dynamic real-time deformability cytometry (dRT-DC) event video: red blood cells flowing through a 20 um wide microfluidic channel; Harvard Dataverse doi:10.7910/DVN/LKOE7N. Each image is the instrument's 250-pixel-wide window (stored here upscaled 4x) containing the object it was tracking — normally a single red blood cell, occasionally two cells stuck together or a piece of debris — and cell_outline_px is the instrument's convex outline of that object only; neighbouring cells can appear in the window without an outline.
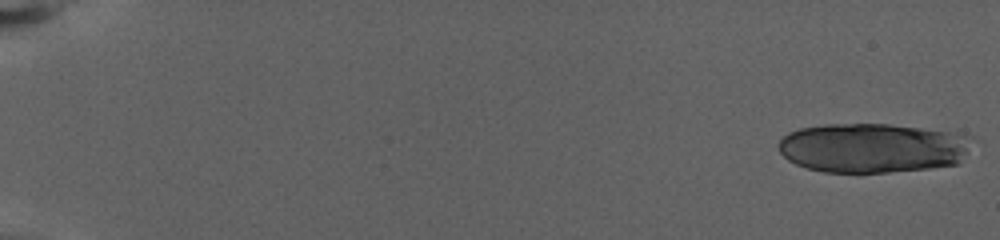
{"species": "human", "species_latin": "Homo sapiens", "temperature_condition": "warm", "stored_images_in_passage": 27, "camera_frame_rate_fps": 3000, "um_per_image_px": 0.085, "donor": {"sex": "female"}, "frame": {"image": 1, "passage_image": 1, "time_ms": 0.0, "image_size_px": [1000, 240], "cell_outline_px": [[968, 152], [960, 164], [928, 168], [888, 172], [824, 172], [808, 168], [796, 164], [788, 160], [780, 152], [776, 144], [788, 132], [800, 128], [824, 124], [888, 124], [920, 128], [948, 132], [964, 136]], "centroid_in_image_um": [74.07, 12.58], "position_along_channel_um": 10.9, "area_um2": 55.37}}
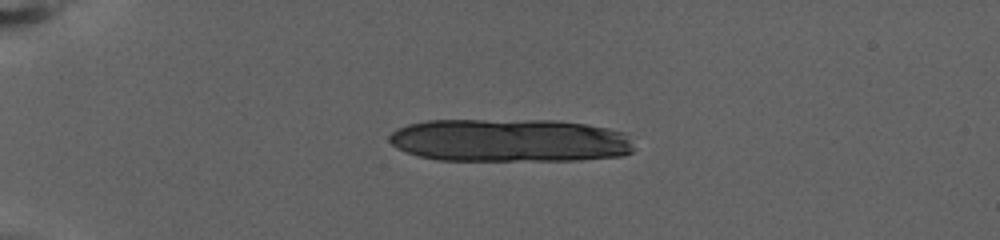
{"frame": {"image": 2, "passage_image": 19, "time_ms": 6.0, "image_size_px": [1000, 240], "cell_outline_px": [[636, 148], [632, 152], [624, 156], [580, 160], [436, 160], [404, 152], [396, 148], [388, 140], [388, 136], [396, 128], [408, 124], [428, 120], [556, 120], [588, 124], [628, 132]], "centroid_in_image_um": [43.38, 11.93], "position_along_channel_um": 41.6, "area_um2": 62.54}}